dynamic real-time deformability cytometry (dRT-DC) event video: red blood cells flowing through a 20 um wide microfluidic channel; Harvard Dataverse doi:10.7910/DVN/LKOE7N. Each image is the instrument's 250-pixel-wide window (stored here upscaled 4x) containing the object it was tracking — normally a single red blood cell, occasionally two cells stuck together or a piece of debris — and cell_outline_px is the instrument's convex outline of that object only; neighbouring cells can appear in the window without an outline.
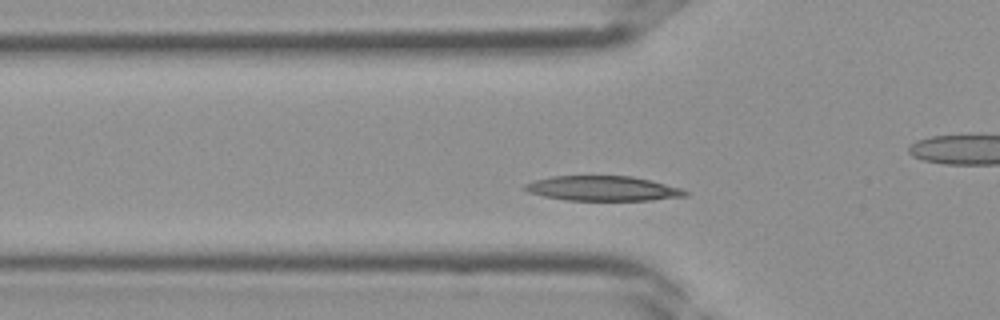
{"species": "Egyptian fruit bat (a non-hibernating species)", "species_latin": "Rousettus aegyptiacus", "temperature_condition": "room temperature", "stored_images_in_passage": 33, "camera_frame_rate_fps": 3000, "um_per_image_px": 0.085, "frame": {"image": 1, "passage_image": 6, "time_ms": 1.667, "image_size_px": [1000, 320], "cell_outline_px": [[688, 196], [652, 200], [564, 200], [544, 196], [528, 192], [520, 188], [524, 184], [532, 180], [552, 176], [632, 176], [680, 188], [688, 192]], "centroid_in_image_um": [51.16, 16.02], "position_along_channel_um": 74.6, "area_um2": 23.24}}
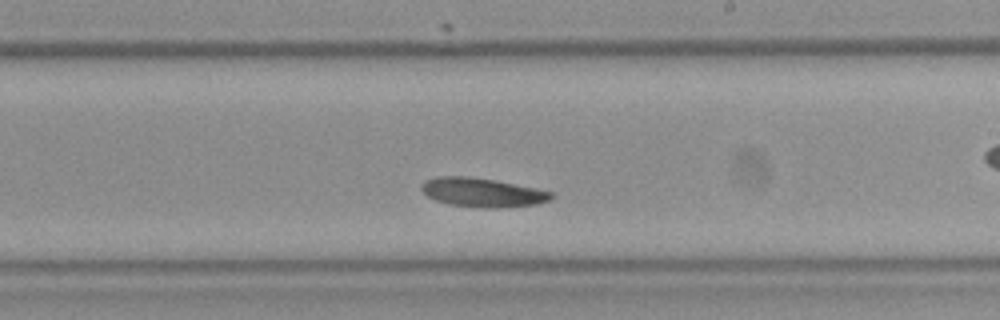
{"frame": {"image": 2, "passage_image": 16, "time_ms": 5.0, "image_size_px": [1000, 320], "cell_outline_px": [[552, 200], [536, 204], [496, 208], [484, 208], [448, 204], [436, 200], [428, 196], [420, 188], [420, 184], [424, 180], [436, 176], [468, 176], [492, 180], [536, 188], [552, 192]], "centroid_in_image_um": [40.96, 16.35], "position_along_channel_um": 248.0, "area_um2": 21.85}}
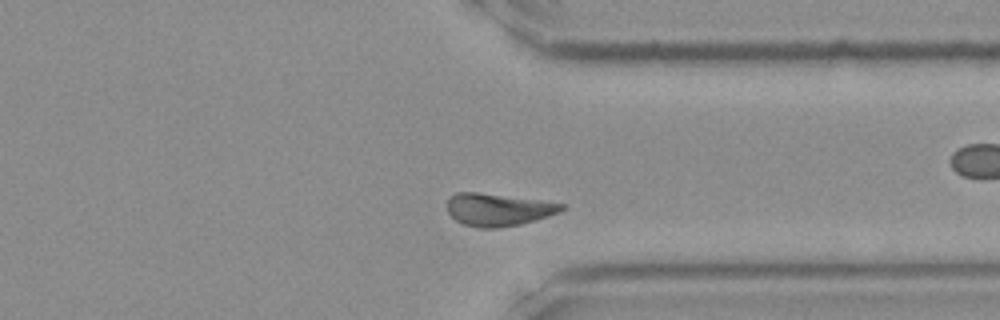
{"frame": {"image": 3, "passage_image": 23, "time_ms": 7.333, "image_size_px": [1000, 320], "cell_outline_px": [[564, 208], [560, 212], [548, 216], [520, 224], [500, 228], [480, 228], [464, 224], [456, 220], [448, 212], [448, 196], [456, 192], [476, 192], [540, 200], [564, 204]], "centroid_in_image_um": [42.32, 17.81], "position_along_channel_um": 369.1, "area_um2": 21.56}}